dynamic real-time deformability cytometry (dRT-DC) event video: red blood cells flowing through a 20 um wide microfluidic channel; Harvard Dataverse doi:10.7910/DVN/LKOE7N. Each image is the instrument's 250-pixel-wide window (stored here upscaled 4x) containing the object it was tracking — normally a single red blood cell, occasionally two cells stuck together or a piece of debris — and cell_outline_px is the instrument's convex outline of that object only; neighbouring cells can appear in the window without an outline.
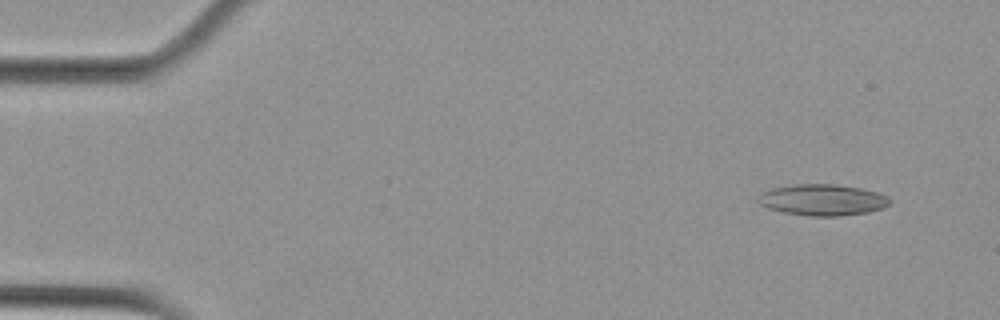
{"species": "Egyptian fruit bat (a non-hibernating species)", "species_latin": "Rousettus aegyptiacus", "temperature_condition": "cold", "stored_images_in_passage": 8, "camera_frame_rate_fps": 3000, "um_per_image_px": 0.085, "animal": {"sex": "female"}, "frame": {"image": 1, "passage_image": 2, "time_ms": 0.333, "image_size_px": [1000, 320], "cell_outline_px": [[888, 204], [880, 208], [868, 212], [840, 216], [808, 216], [784, 212], [768, 208], [760, 204], [756, 200], [756, 196], [760, 192], [772, 188], [796, 184], [832, 184], [860, 188], [876, 192], [888, 196]], "centroid_in_image_um": [69.84, 16.99], "position_along_channel_um": 15.2, "area_um2": 23.87}}
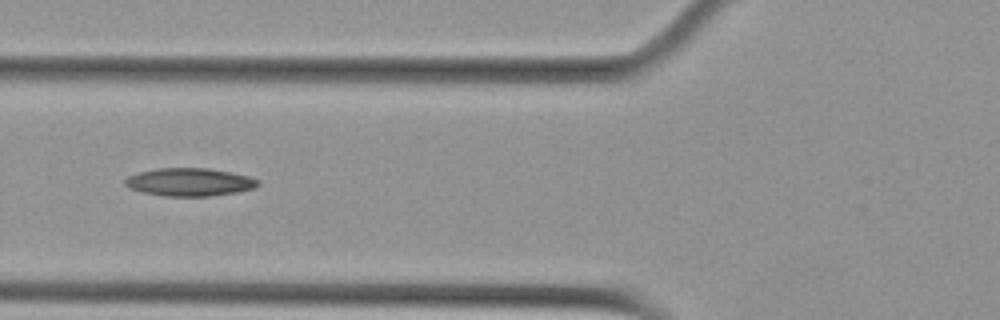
{"frame": {"image": 2, "passage_image": 6, "time_ms": 1.667, "image_size_px": [1000, 320], "cell_outline_px": [[260, 184], [256, 188], [236, 192], [212, 196], [164, 196], [144, 192], [132, 188], [124, 184], [124, 180], [128, 176], [140, 172], [156, 168], [208, 168], [232, 172], [248, 176], [260, 180]], "centroid_in_image_um": [16.16, 15.47], "position_along_channel_um": 109.6, "area_um2": 21.68}}
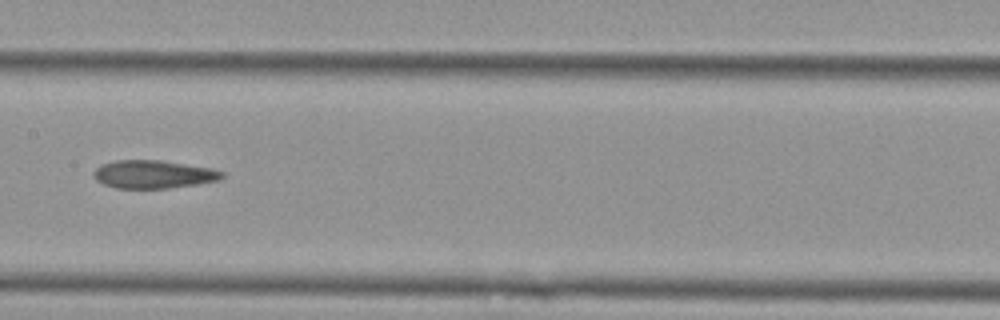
{"frame": {"image": 3, "passage_image": 8, "time_ms": 2.333, "image_size_px": [1000, 320], "cell_outline_px": [[224, 176], [220, 180], [196, 184], [168, 188], [116, 188], [104, 184], [96, 180], [92, 176], [92, 172], [100, 164], [116, 160], [160, 160], [212, 168], [224, 172]], "centroid_in_image_um": [13.02, 14.81], "position_along_channel_um": 194.4, "area_um2": 21.1}}